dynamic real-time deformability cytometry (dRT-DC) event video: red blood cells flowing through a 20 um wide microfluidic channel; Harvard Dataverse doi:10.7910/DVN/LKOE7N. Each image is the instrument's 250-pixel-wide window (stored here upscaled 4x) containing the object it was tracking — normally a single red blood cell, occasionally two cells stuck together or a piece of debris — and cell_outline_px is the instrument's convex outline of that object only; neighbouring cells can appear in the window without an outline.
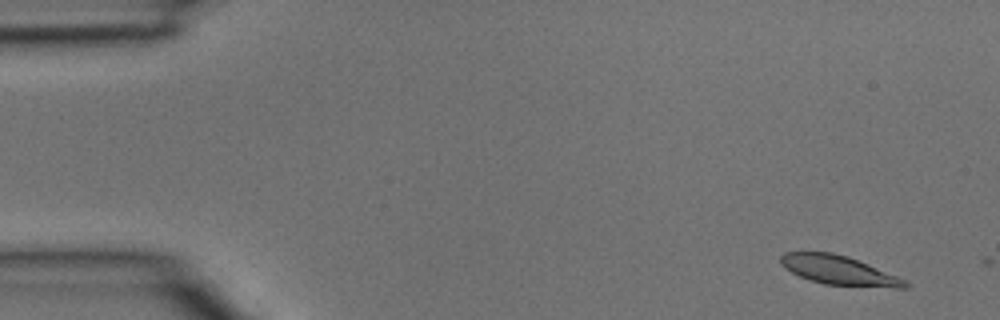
{"species": "common noctule bat (a hibernating species)", "species_latin": "Nyctalus noctula", "temperature_condition": "room temperature", "stored_images_in_passage": 2, "camera_frame_rate_fps": 3000, "um_per_image_px": 0.085, "animal": {"sex": "male", "body_mass_g": 15.6}, "frame": {"image": 1, "passage_image": 1, "time_ms": 0.0, "image_size_px": [1000, 320], "cell_outline_px": [[912, 284], [908, 288], [896, 288], [824, 284], [800, 276], [784, 268], [780, 264], [780, 256], [784, 252], [832, 252], [848, 256], [908, 280]], "centroid_in_image_um": [71.35, 22.98], "position_along_channel_um": 13.6, "area_um2": 21.27}}